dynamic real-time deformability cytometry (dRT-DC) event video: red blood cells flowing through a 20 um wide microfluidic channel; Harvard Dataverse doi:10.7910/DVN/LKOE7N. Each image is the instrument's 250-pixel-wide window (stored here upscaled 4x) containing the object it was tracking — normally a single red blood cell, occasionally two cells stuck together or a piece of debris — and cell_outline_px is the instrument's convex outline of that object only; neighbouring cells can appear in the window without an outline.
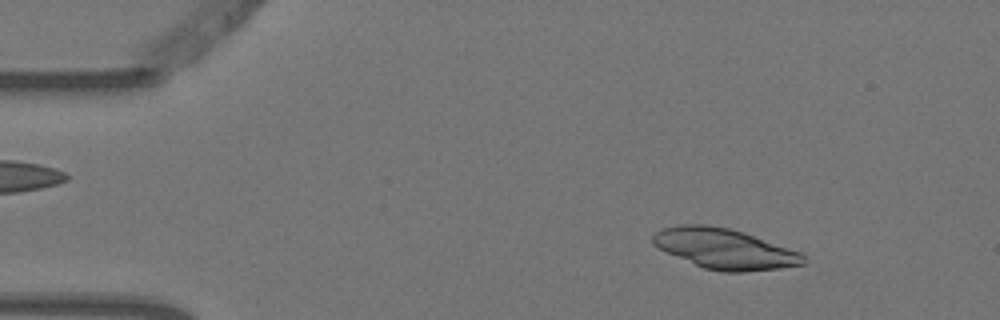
{"species": "Egyptian fruit bat (a non-hibernating species)", "species_latin": "Rousettus aegyptiacus", "temperature_condition": "warm", "stored_images_in_passage": 3, "camera_frame_rate_fps": 3000, "um_per_image_px": 0.085, "animal": {"sex": "female"}, "frame": {"image": 1, "passage_image": 1, "time_ms": 0.0, "image_size_px": [1000, 320], "cell_outline_px": [[804, 264], [780, 268], [744, 272], [724, 272], [704, 268], [668, 252], [652, 244], [652, 236], [656, 232], [664, 228], [680, 224], [708, 224], [728, 228], [804, 252]], "centroid_in_image_um": [61.62, 21.14], "position_along_channel_um": 23.4, "area_um2": 35.03}}